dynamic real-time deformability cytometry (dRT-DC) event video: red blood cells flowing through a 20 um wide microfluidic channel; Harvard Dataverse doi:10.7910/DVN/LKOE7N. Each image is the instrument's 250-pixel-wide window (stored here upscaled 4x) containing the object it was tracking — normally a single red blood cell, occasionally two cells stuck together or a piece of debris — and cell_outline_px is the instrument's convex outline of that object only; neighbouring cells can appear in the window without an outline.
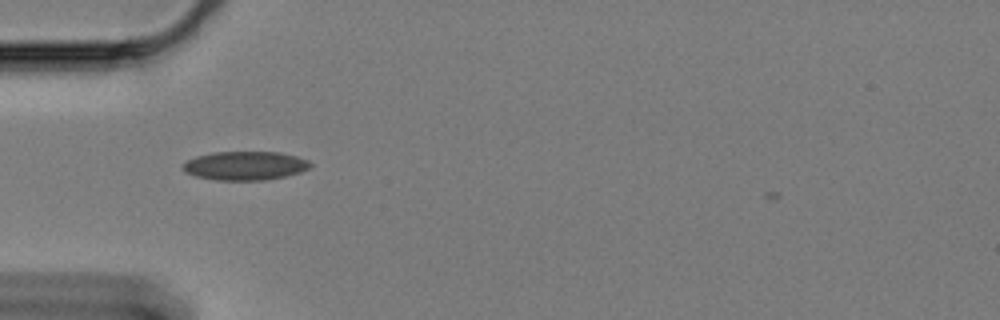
{"species": "Egyptian fruit bat (a non-hibernating species)", "species_latin": "Rousettus aegyptiacus", "temperature_condition": "cold", "stored_images_in_passage": 36, "camera_frame_rate_fps": 3000, "um_per_image_px": 0.085, "animal": {"sex": "female"}, "frame": {"image": 1, "passage_image": 2, "time_ms": 0.333, "image_size_px": [1000, 320], "cell_outline_px": [[312, 164], [308, 168], [300, 172], [284, 176], [264, 180], [216, 180], [196, 176], [184, 172], [180, 168], [180, 164], [196, 156], [212, 152], [280, 152], [296, 156], [308, 160]], "centroid_in_image_um": [20.78, 14.08], "position_along_channel_um": 64.2, "area_um2": 21.44}}
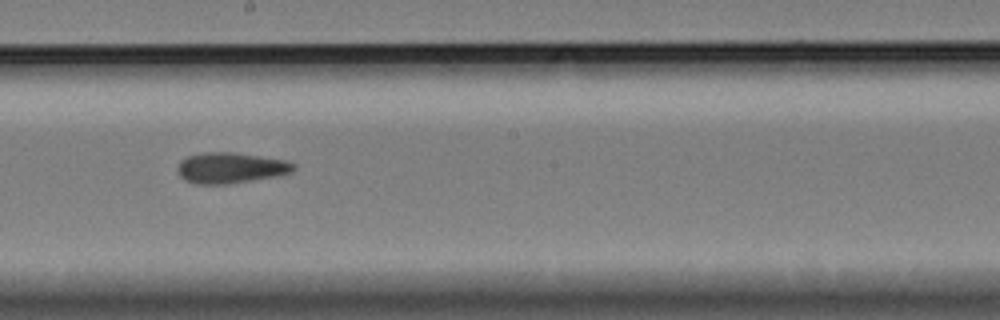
{"frame": {"image": 2, "passage_image": 17, "time_ms": 5.333, "image_size_px": [1000, 320], "cell_outline_px": [[296, 168], [292, 172], [272, 176], [228, 184], [192, 184], [184, 180], [180, 176], [176, 168], [180, 160], [188, 156], [208, 152], [232, 152], [284, 160], [296, 164]], "centroid_in_image_um": [19.54, 14.27], "position_along_channel_um": 228.7, "area_um2": 20.63}}
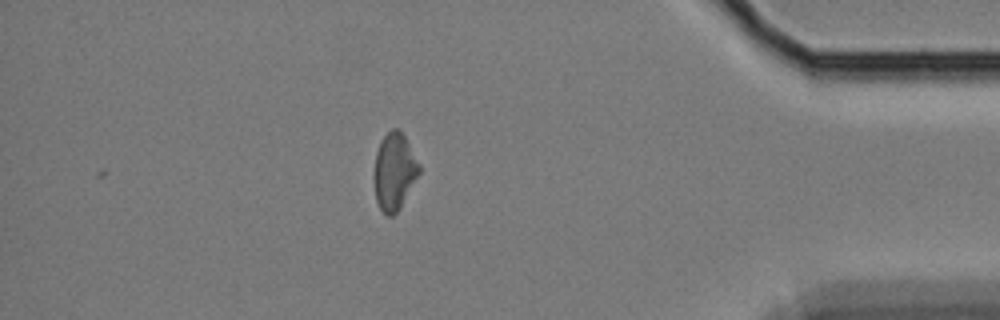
{"frame": {"image": 3, "passage_image": 36, "time_ms": 11.667, "image_size_px": [1000, 320], "cell_outline_px": [[420, 172], [400, 208], [392, 216], [388, 216], [380, 208], [376, 200], [372, 176], [376, 152], [380, 140], [392, 128], [396, 128], [404, 136], [420, 164]], "centroid_in_image_um": [33.49, 14.58], "position_along_channel_um": 401.7, "area_um2": 20.29}, "authors_computed_cell_mechanics": {"area_um2": 20.2878, "velocity_mm_per_s": 3.2989, "shape_relaxation_time_tau1_ms": null, "shape_relaxation_time_tau2_ms": 6.4082, "deformation_change_tau1": null, "deformation_change_tau2": 0.1399}}